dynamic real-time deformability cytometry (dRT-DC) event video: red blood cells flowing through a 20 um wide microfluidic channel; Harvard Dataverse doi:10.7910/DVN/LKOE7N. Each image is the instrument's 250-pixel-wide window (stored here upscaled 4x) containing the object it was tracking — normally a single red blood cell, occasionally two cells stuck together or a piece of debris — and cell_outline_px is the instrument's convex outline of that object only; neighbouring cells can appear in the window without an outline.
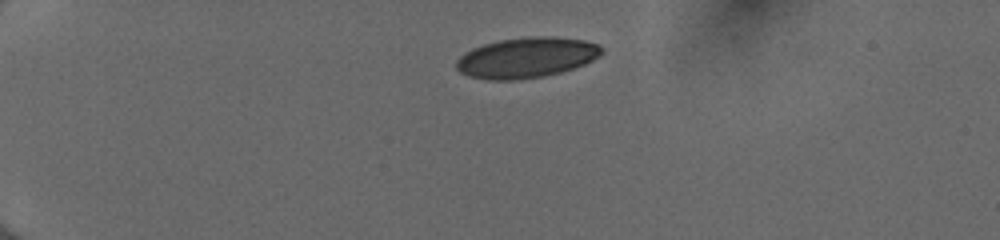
{"species": "human", "species_latin": "Homo sapiens", "temperature_condition": "cold", "stored_images_in_passage": 40, "camera_frame_rate_fps": 3000, "um_per_image_px": 0.085, "donor": {"sex": "female"}, "frame": {"image": 1, "passage_image": 1, "time_ms": 0.0, "image_size_px": [1000, 240], "cell_outline_px": [[604, 52], [600, 56], [584, 64], [560, 72], [544, 76], [520, 80], [488, 80], [468, 76], [460, 72], [456, 68], [456, 60], [464, 52], [472, 48], [484, 44], [500, 40], [532, 36], [552, 36], [584, 40], [600, 44], [604, 48]], "centroid_in_image_um": [44.76, 4.9], "position_along_channel_um": 40.2, "area_um2": 34.51}}
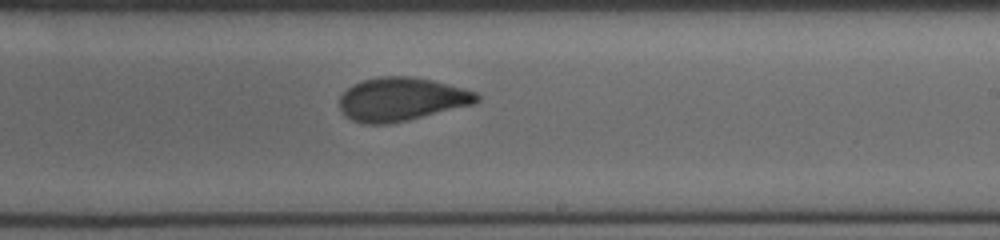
{"frame": {"image": 2, "passage_image": 22, "time_ms": 7.0, "image_size_px": [1000, 240], "cell_outline_px": [[480, 100], [472, 104], [408, 120], [388, 124], [364, 124], [352, 120], [340, 108], [340, 96], [352, 84], [364, 80], [380, 76], [412, 76], [432, 80], [448, 84], [476, 92], [480, 96]], "centroid_in_image_um": [34.12, 8.43], "position_along_channel_um": 254.9, "area_um2": 34.51}}
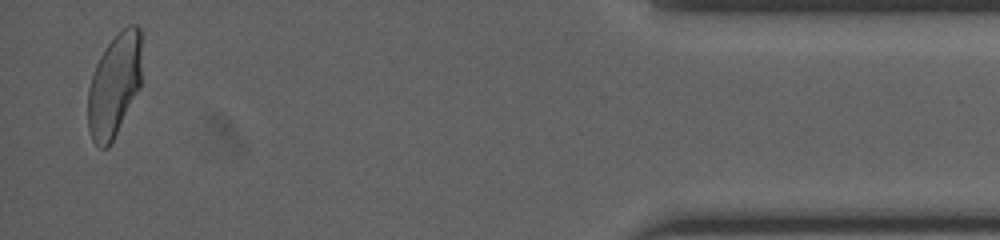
{"frame": {"image": 3, "passage_image": 39, "time_ms": 12.667, "image_size_px": [1000, 240], "cell_outline_px": [[140, 88], [108, 148], [100, 148], [92, 140], [88, 128], [88, 88], [96, 64], [100, 56], [108, 44], [128, 24], [136, 24], [140, 28]], "centroid_in_image_um": [9.7, 7.26], "position_along_channel_um": 425.5, "area_um2": 31.96}, "authors_computed_cell_mechanics": {"area_um2": 34.7667, "velocity_mm_per_s": 4.0589, "shape_relaxation_time_tau1_ms": 5.7965, "shape_relaxation_time_tau2_ms": 0.9196, "deformation_change_tau1": 0.1685, "deformation_change_tau2": 0.0581}}